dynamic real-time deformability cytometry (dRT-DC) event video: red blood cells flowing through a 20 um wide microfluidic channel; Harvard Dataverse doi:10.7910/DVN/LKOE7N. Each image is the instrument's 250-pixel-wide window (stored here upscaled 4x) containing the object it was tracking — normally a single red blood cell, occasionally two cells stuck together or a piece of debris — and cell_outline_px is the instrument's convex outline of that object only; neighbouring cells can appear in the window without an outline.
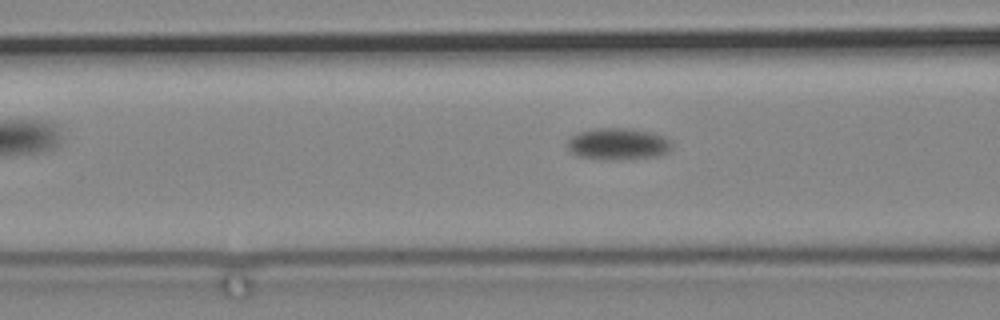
{"species": "common noctule bat (a hibernating species)", "species_latin": "Nyctalus noctula", "temperature_condition": "cold", "stored_images_in_passage": 26, "camera_frame_rate_fps": 3000, "um_per_image_px": 0.085, "animal": {"sex": "male", "body_mass_g": 19.2, "forearm_length_mm": 51.8}, "frame": {"image": 1, "passage_image": 8, "time_ms": 2.333, "image_size_px": [1000, 320], "cell_outline_px": [[672, 148], [668, 152], [660, 156], [616, 160], [604, 160], [576, 156], [568, 148], [568, 140], [576, 132], [592, 128], [628, 128], [652, 132], [664, 136], [672, 144]], "centroid_in_image_um": [52.53, 12.24], "position_along_channel_um": 114.1, "area_um2": 19.65}}
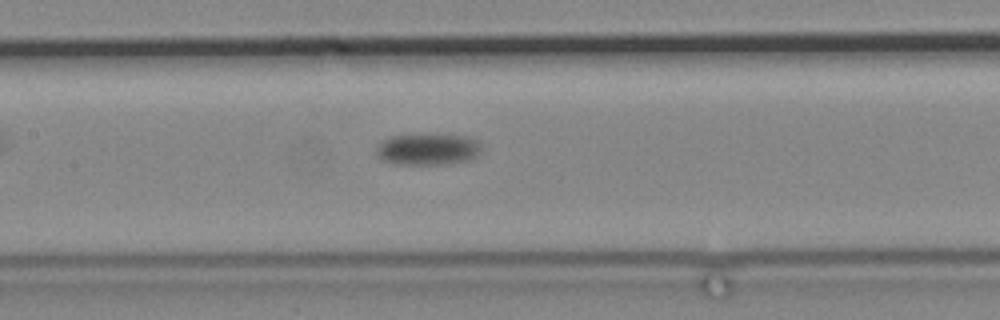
{"frame": {"image": 2, "passage_image": 14, "time_ms": 4.333, "image_size_px": [1000, 320], "cell_outline_px": [[480, 152], [476, 156], [468, 160], [448, 164], [396, 164], [384, 160], [376, 152], [376, 148], [388, 136], [468, 136], [476, 140], [480, 144]], "centroid_in_image_um": [36.38, 12.71], "position_along_channel_um": 171.0, "area_um2": 18.67}}